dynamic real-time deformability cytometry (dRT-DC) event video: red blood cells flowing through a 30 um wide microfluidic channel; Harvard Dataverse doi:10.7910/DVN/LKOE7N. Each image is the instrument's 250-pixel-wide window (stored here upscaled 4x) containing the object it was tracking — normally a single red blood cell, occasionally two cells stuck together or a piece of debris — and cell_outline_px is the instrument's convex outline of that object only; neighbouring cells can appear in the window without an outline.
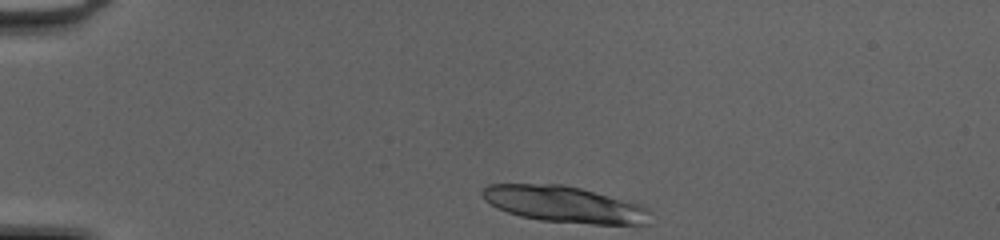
{"species": "common noctule bat (a hibernating species)", "species_latin": "Nyctalus noctula", "temperature_condition": "cold", "stored_images_in_passage": 39, "segment_of_instrument_passage": [1, 2], "camera_frame_rate_fps": 3000, "um_per_image_px": 0.085, "animal": {"sex": "female", "body_mass_g": 20.0, "forearm_length_mm": 54.0}, "frame": {"image": 1, "passage_image": 1, "time_ms": 0.0, "image_size_px": [1000, 240], "cell_outline_px": [[652, 212], [648, 224], [592, 224], [540, 220], [520, 216], [496, 208], [484, 200], [480, 192], [488, 184], [564, 184], [580, 188], [640, 204], [648, 208]], "centroid_in_image_um": [47.96, 17.37], "position_along_channel_um": 37.0, "area_um2": 35.6}}